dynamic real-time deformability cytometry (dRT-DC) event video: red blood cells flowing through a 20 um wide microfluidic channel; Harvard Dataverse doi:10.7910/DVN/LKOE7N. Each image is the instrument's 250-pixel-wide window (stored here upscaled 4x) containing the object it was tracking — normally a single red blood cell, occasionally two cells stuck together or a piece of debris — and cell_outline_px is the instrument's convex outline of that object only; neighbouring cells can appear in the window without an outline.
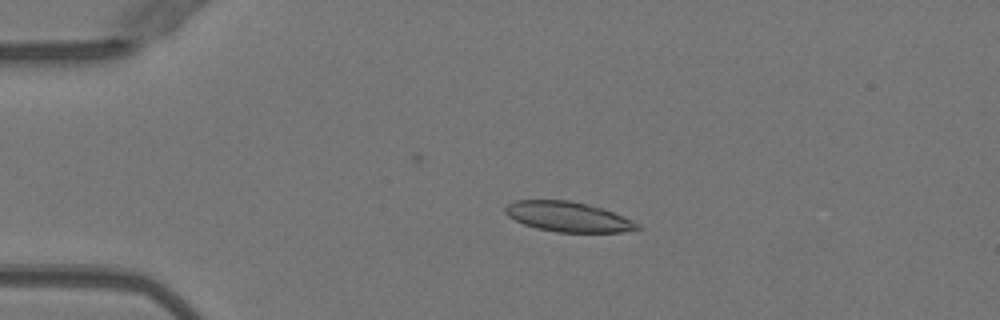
{"species": "Egyptian fruit bat (a non-hibernating species)", "species_latin": "Rousettus aegyptiacus", "temperature_condition": "warm", "stored_images_in_passage": 50, "camera_frame_rate_fps": 3000, "um_per_image_px": 0.085, "animal": {"sex": "female"}, "frame": {"image": 1, "passage_image": 11, "time_ms": 3.333, "image_size_px": [1000, 320], "cell_outline_px": [[640, 228], [620, 232], [556, 232], [536, 228], [524, 224], [508, 216], [504, 212], [504, 208], [508, 204], [516, 200], [568, 200], [588, 204], [624, 216], [640, 224]], "centroid_in_image_um": [48.27, 18.42], "position_along_channel_um": 36.7, "area_um2": 22.95}}
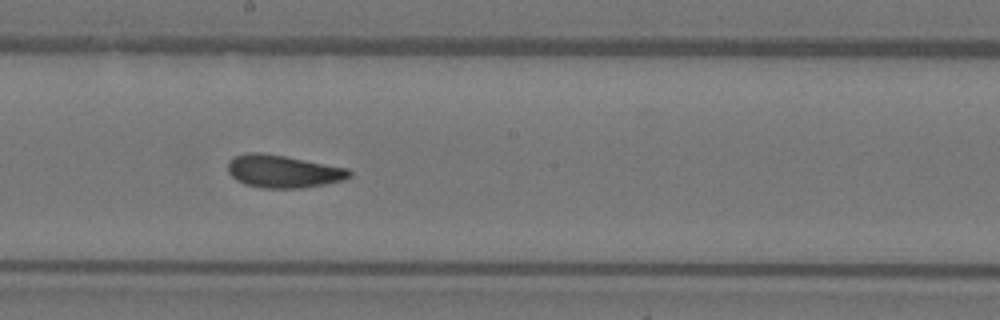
{"frame": {"image": 2, "passage_image": 28, "time_ms": 9.0, "image_size_px": [1000, 320], "cell_outline_px": [[352, 176], [344, 180], [324, 184], [300, 188], [260, 188], [244, 184], [236, 180], [228, 172], [228, 160], [236, 156], [248, 152], [260, 152], [284, 156], [348, 168], [352, 172]], "centroid_in_image_um": [24.06, 14.57], "position_along_channel_um": 224.1, "area_um2": 23.18}}
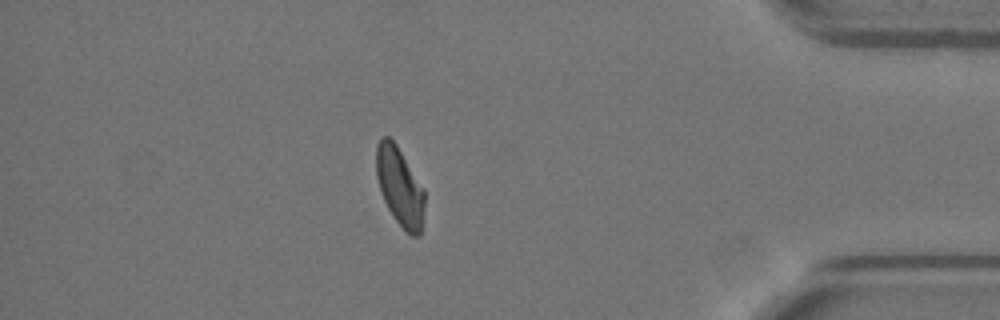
{"frame": {"image": 3, "passage_image": 44, "time_ms": 14.333, "image_size_px": [1000, 320], "cell_outline_px": [[424, 208], [420, 236], [412, 236], [392, 216], [380, 192], [376, 176], [376, 144], [384, 136], [388, 136], [396, 144], [424, 188]], "centroid_in_image_um": [33.97, 15.85], "position_along_channel_um": 401.2, "area_um2": 22.02}, "authors_computed_cell_mechanics": {"area_um2": 23.2645, "velocity_mm_per_s": 4.0141, "shape_relaxation_time_tau1_ms": 5.3088, "shape_relaxation_time_tau2_ms": 1.55, "deformation_change_tau1": 0.1572, "deformation_change_tau2": 0.0619}}